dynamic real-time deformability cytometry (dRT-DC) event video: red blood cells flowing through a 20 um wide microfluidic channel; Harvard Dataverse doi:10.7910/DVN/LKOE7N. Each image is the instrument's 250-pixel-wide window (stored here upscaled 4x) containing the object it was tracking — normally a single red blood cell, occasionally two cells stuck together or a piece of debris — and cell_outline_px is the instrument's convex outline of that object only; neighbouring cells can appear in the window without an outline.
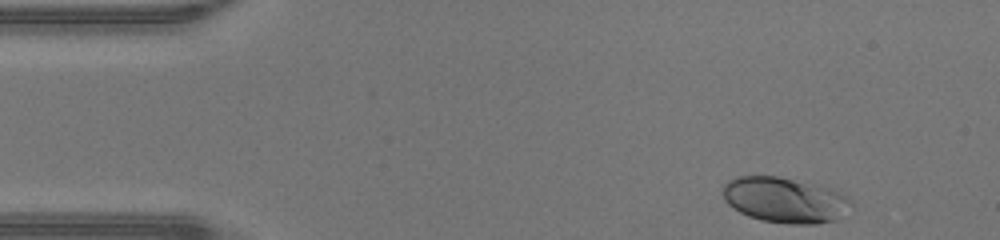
{"species": "human", "species_latin": "Homo sapiens", "temperature_condition": "warm", "stored_images_in_passage": 40, "camera_frame_rate_fps": 3000, "um_per_image_px": 0.085, "donor": {"sex": "male"}, "frame": {"image": 1, "passage_image": 1, "time_ms": 0.0, "image_size_px": [1000, 240], "cell_outline_px": [[852, 204], [836, 220], [816, 224], [788, 224], [760, 220], [748, 216], [740, 212], [728, 204], [724, 200], [724, 184], [728, 180], [736, 176], [776, 176], [828, 188], [852, 196]], "centroid_in_image_um": [66.71, 17.01], "position_along_channel_um": 18.3, "area_um2": 33.87}}
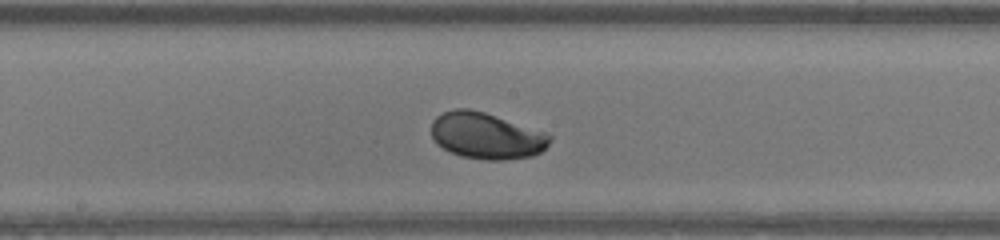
{"frame": {"image": 2, "passage_image": 20, "time_ms": 6.333, "image_size_px": [1000, 240], "cell_outline_px": [[552, 140], [540, 152], [532, 156], [504, 160], [484, 160], [460, 156], [436, 144], [432, 136], [432, 120], [436, 116], [444, 112], [456, 108], [468, 108], [484, 112], [544, 132], [552, 136]], "centroid_in_image_um": [41.32, 11.54], "position_along_channel_um": 206.9, "area_um2": 31.85}}
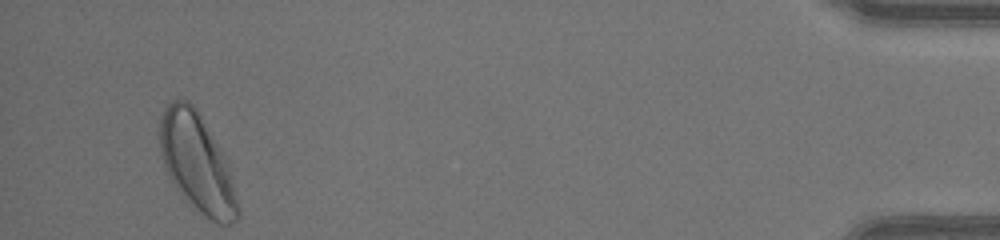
{"frame": {"image": 3, "passage_image": 40, "time_ms": 13.0, "image_size_px": [1000, 240], "cell_outline_px": [[240, 216], [232, 224], [216, 224], [204, 216], [176, 188], [168, 176], [160, 152], [160, 116], [164, 108], [172, 100], [188, 100], [196, 108], [224, 156], [228, 164], [240, 208]], "centroid_in_image_um": [16.76, 13.87], "position_along_channel_um": 418.4, "area_um2": 44.27}, "authors_computed_cell_mechanics": {"area_um2": 31.6744, "velocity_mm_per_s": 4.442, "shape_relaxation_time_tau1_ms": 3.57, "shape_relaxation_time_tau2_ms": null, "deformation_change_tau1": 0.1527, "deformation_change_tau2": null}}